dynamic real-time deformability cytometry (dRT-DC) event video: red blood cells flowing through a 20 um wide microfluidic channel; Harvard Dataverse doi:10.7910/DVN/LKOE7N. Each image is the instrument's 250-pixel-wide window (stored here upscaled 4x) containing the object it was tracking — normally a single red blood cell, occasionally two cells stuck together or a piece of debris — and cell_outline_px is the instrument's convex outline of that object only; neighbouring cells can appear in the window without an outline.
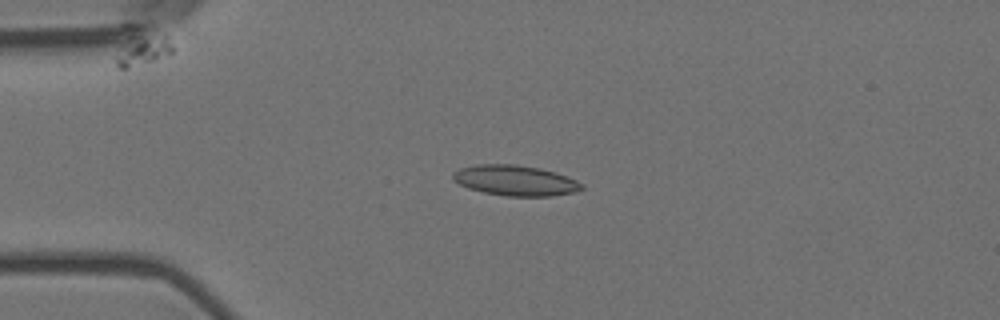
{"species": "Egyptian fruit bat (a non-hibernating species)", "species_latin": "Rousettus aegyptiacus", "temperature_condition": "room temperature", "stored_images_in_passage": 11, "camera_frame_rate_fps": 3000, "um_per_image_px": 0.085, "animal": {"sex": "female"}, "frame": {"image": 1, "passage_image": 5, "time_ms": 1.333, "image_size_px": [1000, 320], "cell_outline_px": [[584, 188], [572, 192], [552, 196], [504, 196], [484, 192], [468, 188], [452, 180], [452, 172], [460, 168], [476, 164], [516, 164], [540, 168], [556, 172], [576, 180], [584, 184]], "centroid_in_image_um": [43.78, 15.33], "position_along_channel_um": 41.2, "area_um2": 22.95}}
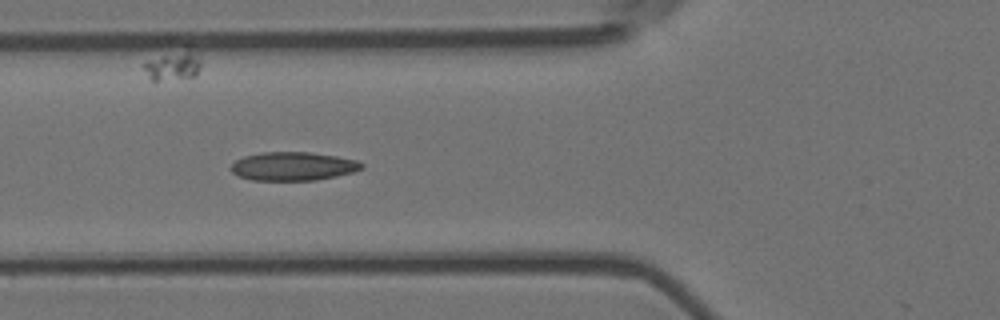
{"frame": {"image": 2, "passage_image": 7, "time_ms": 2.0, "image_size_px": [1000, 320], "cell_outline_px": [[364, 168], [352, 172], [336, 176], [316, 180], [252, 180], [240, 176], [232, 172], [228, 168], [236, 160], [244, 156], [260, 152], [308, 152], [336, 156], [356, 160], [364, 164]], "centroid_in_image_um": [24.9, 14.13], "position_along_channel_um": 100.9, "area_um2": 21.73}}
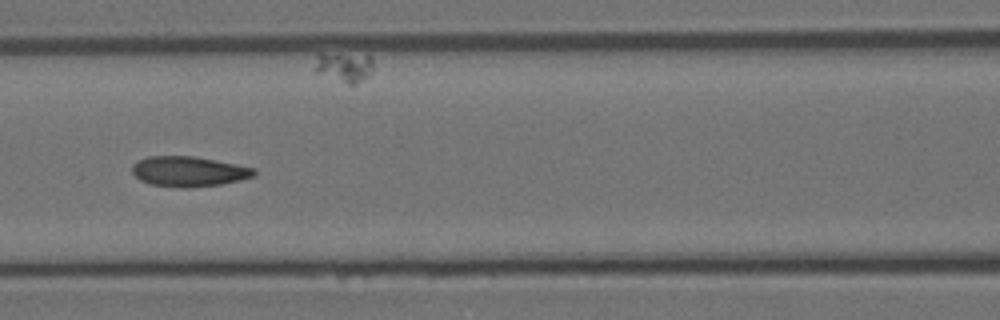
{"frame": {"image": 3, "passage_image": 8, "time_ms": 2.333, "image_size_px": [1000, 320], "cell_outline_px": [[256, 176], [240, 180], [220, 184], [184, 188], [152, 184], [140, 180], [132, 172], [132, 164], [136, 160], [148, 156], [192, 156], [256, 168]], "centroid_in_image_um": [16.03, 14.57], "position_along_channel_um": 150.6, "area_um2": 21.33}}